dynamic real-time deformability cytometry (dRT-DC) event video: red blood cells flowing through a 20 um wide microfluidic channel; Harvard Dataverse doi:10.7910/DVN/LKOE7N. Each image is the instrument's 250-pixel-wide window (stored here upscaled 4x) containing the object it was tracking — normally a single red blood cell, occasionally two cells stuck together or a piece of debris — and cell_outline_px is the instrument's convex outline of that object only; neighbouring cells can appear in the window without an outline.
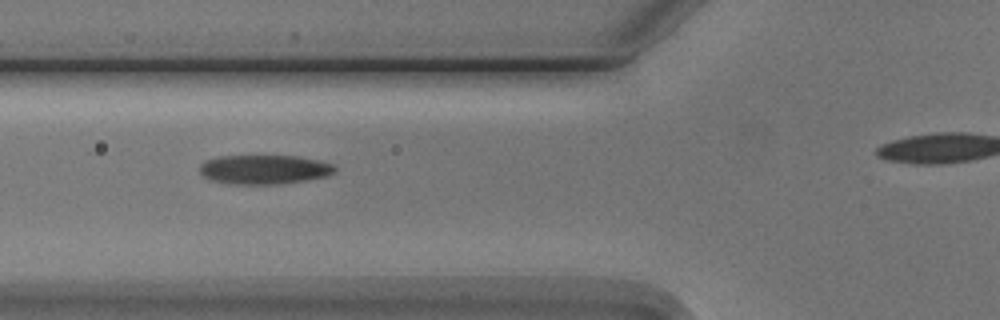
{"species": "Egyptian fruit bat (a non-hibernating species)", "species_latin": "Rousettus aegyptiacus", "temperature_condition": "cold", "stored_images_in_passage": 5, "camera_frame_rate_fps": 3000, "um_per_image_px": 0.085, "animal": {"sex": "male"}, "frame": {"image": 1, "passage_image": 2, "time_ms": 1.0, "image_size_px": [1000, 320], "cell_outline_px": [[336, 172], [328, 176], [280, 184], [232, 184], [208, 180], [200, 172], [200, 164], [208, 160], [220, 156], [296, 156], [320, 160], [332, 164], [336, 168]], "centroid_in_image_um": [22.47, 14.41], "position_along_channel_um": 103.3, "area_um2": 23.06}}
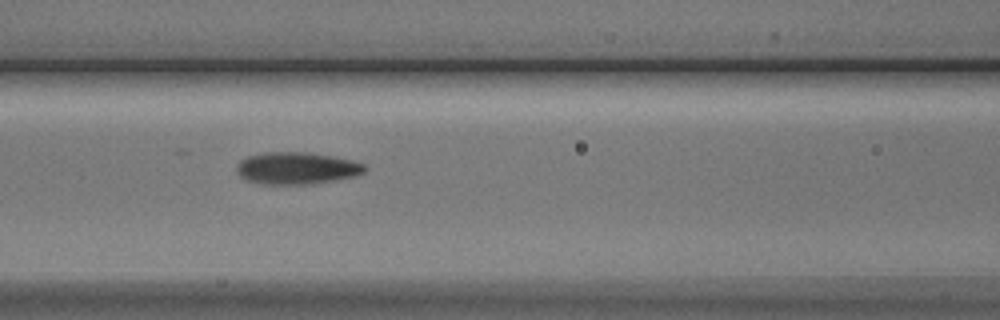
{"frame": {"image": 2, "passage_image": 3, "time_ms": 2.0, "image_size_px": [1000, 320], "cell_outline_px": [[368, 168], [364, 172], [352, 176], [332, 180], [308, 184], [268, 184], [248, 180], [240, 176], [236, 172], [236, 164], [240, 160], [248, 156], [264, 152], [308, 152], [332, 156], [352, 160], [364, 164]], "centroid_in_image_um": [25.19, 14.28], "position_along_channel_um": 141.4, "area_um2": 23.76}}
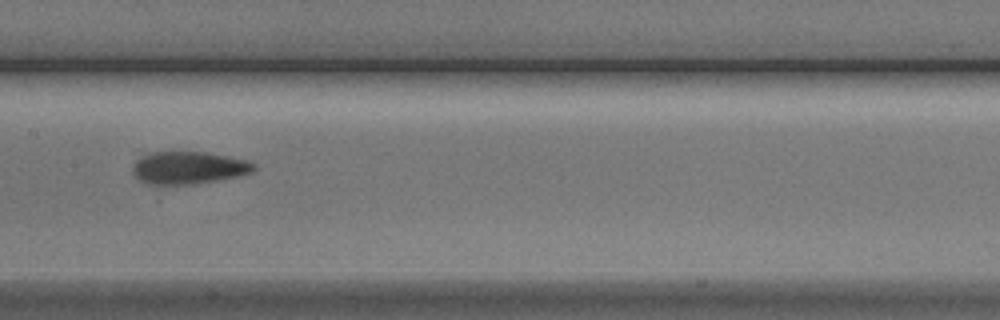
{"frame": {"image": 3, "passage_image": 4, "time_ms": 3.333, "image_size_px": [1000, 320], "cell_outline_px": [[256, 168], [252, 172], [236, 176], [216, 180], [192, 184], [148, 184], [140, 180], [132, 172], [132, 164], [136, 160], [152, 152], [204, 152], [228, 156], [248, 160], [256, 164]], "centroid_in_image_um": [16.03, 14.25], "position_along_channel_um": 191.4, "area_um2": 22.77}}